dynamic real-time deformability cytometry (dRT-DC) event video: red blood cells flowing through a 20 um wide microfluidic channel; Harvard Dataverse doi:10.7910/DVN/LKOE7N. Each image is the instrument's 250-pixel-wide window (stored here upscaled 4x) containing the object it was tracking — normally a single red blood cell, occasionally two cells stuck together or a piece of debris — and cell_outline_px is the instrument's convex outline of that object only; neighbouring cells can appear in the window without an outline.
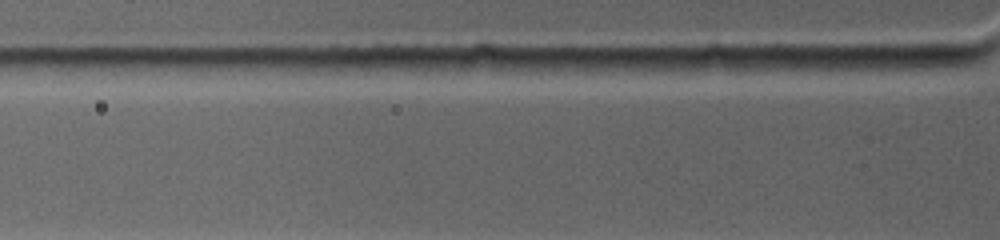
{"species": "common noctule bat (a hibernating species)", "species_latin": "Nyctalus noctula", "temperature_condition": "warm", "stored_images_in_passage": 2, "camera_frame_rate_fps": 4500, "um_per_image_px": 0.085, "animal": {"sex": "female", "body_mass_g": 19.0, "forearm_length_mm": 53.3}, "frame": {"image": 1, "passage_image": 2, "time_ms": 0.667, "image_size_px": [1000, 240], "cell_outline_px": [[976, 60], [968, 64], [924, 72], [816, 68], [828, 56], [968, 56]], "centroid_in_image_um": [76.06, 5.35], "position_along_channel_um": 49.7, "area_um2": 14.45}}